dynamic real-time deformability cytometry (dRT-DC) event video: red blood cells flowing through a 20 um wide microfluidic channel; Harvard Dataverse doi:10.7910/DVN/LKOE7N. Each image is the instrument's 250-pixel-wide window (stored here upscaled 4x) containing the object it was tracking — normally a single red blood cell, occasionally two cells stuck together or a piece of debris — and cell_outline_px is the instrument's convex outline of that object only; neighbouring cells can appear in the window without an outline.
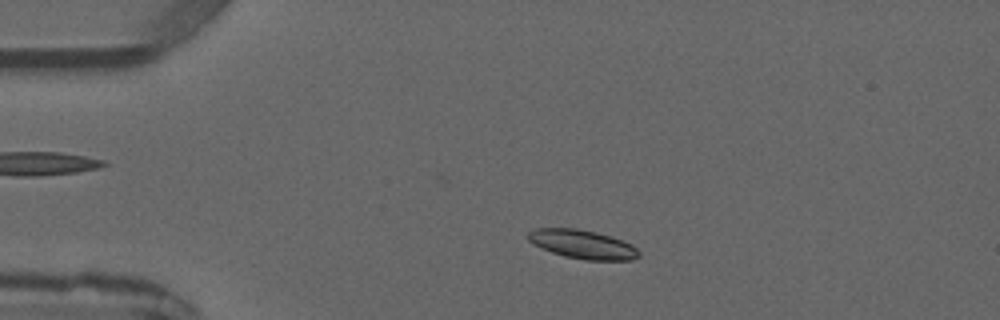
{"species": "common noctule bat (a hibernating species)", "species_latin": "Nyctalus noctula", "temperature_condition": "warm", "stored_images_in_passage": 2, "camera_frame_rate_fps": 3000, "um_per_image_px": 0.085, "animal": {"sex": "male", "forearm_length_mm": 52.5}, "frame": {"image": 1, "passage_image": 1, "time_ms": 0.0, "image_size_px": [1000, 320], "cell_outline_px": [[640, 256], [632, 260], [584, 260], [564, 256], [552, 252], [532, 244], [528, 240], [528, 232], [536, 228], [576, 228], [596, 232], [612, 236], [632, 244], [640, 252]], "centroid_in_image_um": [49.53, 20.76], "position_along_channel_um": 35.5, "area_um2": 18.73}}